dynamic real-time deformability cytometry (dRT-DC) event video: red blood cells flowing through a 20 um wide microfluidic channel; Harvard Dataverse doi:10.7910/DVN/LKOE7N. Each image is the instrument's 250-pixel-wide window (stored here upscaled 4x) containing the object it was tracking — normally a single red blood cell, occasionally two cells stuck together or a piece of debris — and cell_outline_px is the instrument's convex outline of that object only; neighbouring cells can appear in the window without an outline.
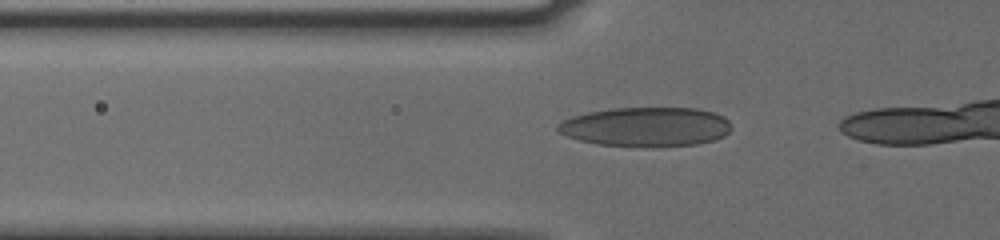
{"species": "human", "species_latin": "Homo sapiens", "temperature_condition": "cold", "stored_images_in_passage": 18, "camera_frame_rate_fps": 3000, "um_per_image_px": 0.085, "donor": {"sex": "male"}, "frame": {"image": 1, "passage_image": 13, "time_ms": 4.0, "image_size_px": [1000, 240], "cell_outline_px": [[732, 128], [724, 136], [712, 140], [696, 144], [596, 144], [580, 140], [568, 136], [560, 132], [556, 128], [564, 120], [572, 116], [588, 112], [612, 108], [696, 108], [712, 112], [724, 116], [728, 120]], "centroid_in_image_um": [54.93, 10.73], "position_along_channel_um": 70.9, "area_um2": 38.55}}
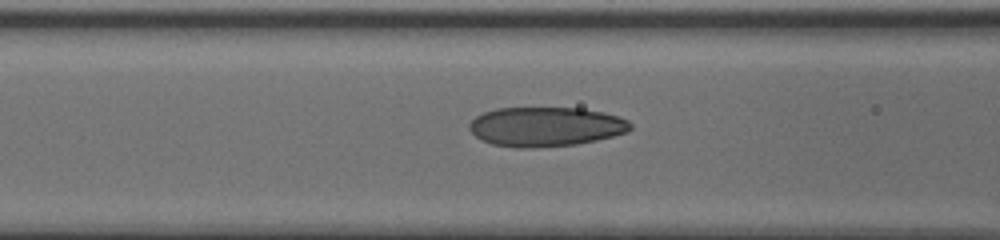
{"frame": {"image": 2, "passage_image": 16, "time_ms": 5.0, "image_size_px": [1000, 240], "cell_outline_px": [[632, 128], [628, 132], [596, 140], [576, 144], [532, 148], [516, 148], [492, 144], [476, 136], [468, 128], [468, 124], [476, 116], [484, 112], [496, 108], [580, 108], [604, 112], [628, 120], [632, 124]], "centroid_in_image_um": [46.39, 10.76], "position_along_channel_um": 120.2, "area_um2": 37.05}}